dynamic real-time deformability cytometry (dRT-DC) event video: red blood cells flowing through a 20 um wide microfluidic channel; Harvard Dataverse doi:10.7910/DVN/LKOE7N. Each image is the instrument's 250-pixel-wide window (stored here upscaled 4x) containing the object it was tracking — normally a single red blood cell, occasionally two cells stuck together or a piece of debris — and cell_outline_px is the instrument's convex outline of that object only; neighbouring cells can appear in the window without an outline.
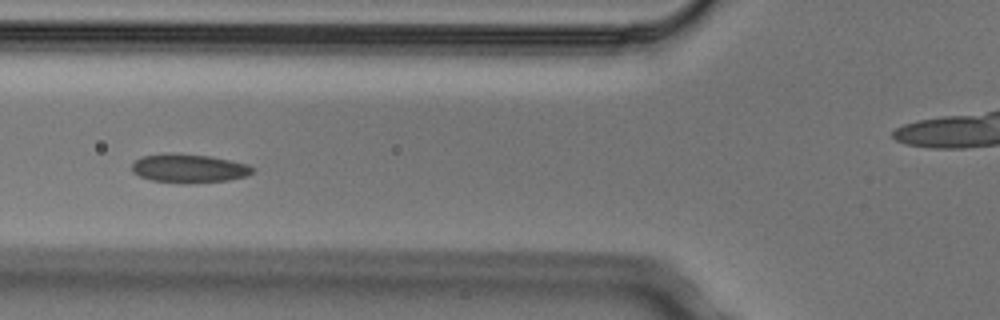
{"species": "Egyptian fruit bat (a non-hibernating species)", "species_latin": "Rousettus aegyptiacus", "temperature_condition": "cold", "stored_images_in_passage": 9, "camera_frame_rate_fps": 3000, "um_per_image_px": 0.085, "animal": {"sex": "male"}, "frame": {"image": 1, "passage_image": 6, "time_ms": 1.667, "image_size_px": [1000, 320], "cell_outline_px": [[256, 168], [248, 176], [228, 180], [180, 184], [152, 180], [140, 176], [132, 172], [132, 164], [140, 156], [164, 152], [172, 152], [208, 156], [248, 164]], "centroid_in_image_um": [16.03, 14.3], "position_along_channel_um": 109.8, "area_um2": 20.46}}
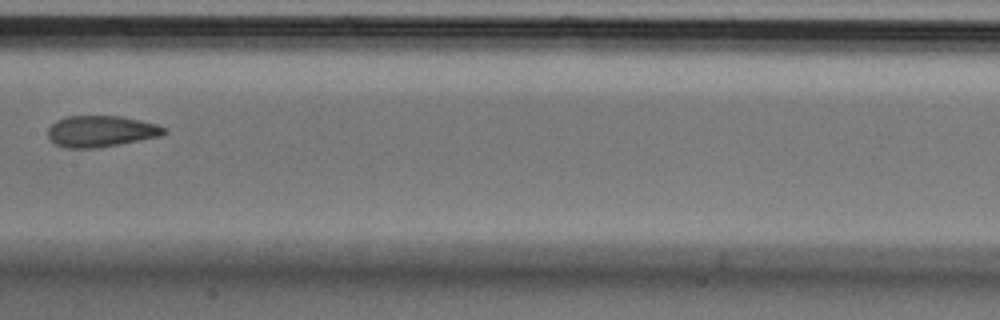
{"frame": {"image": 2, "passage_image": 8, "time_ms": 2.333, "image_size_px": [1000, 320], "cell_outline_px": [[168, 132], [160, 136], [96, 148], [68, 148], [56, 144], [48, 136], [48, 128], [56, 120], [68, 116], [120, 116], [160, 124], [168, 128]], "centroid_in_image_um": [8.62, 11.14], "position_along_channel_um": 198.8, "area_um2": 21.15}}
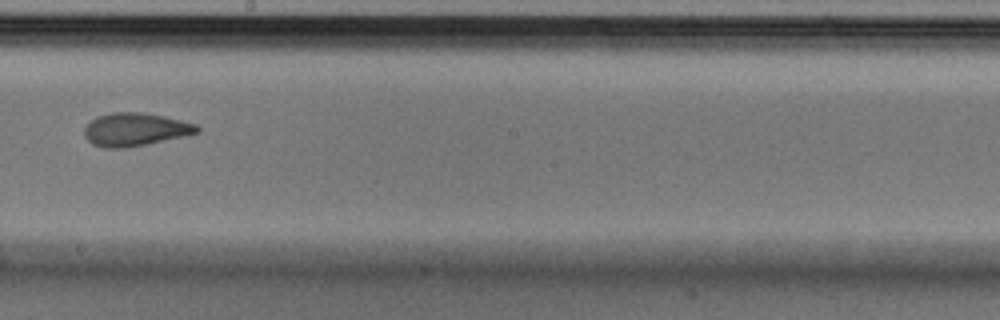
{"frame": {"image": 3, "passage_image": 9, "time_ms": 2.667, "image_size_px": [1000, 320], "cell_outline_px": [[200, 132], [184, 136], [124, 148], [104, 148], [92, 144], [84, 136], [84, 128], [96, 116], [112, 112], [140, 112], [164, 116], [196, 124], [200, 128]], "centroid_in_image_um": [11.47, 11.0], "position_along_channel_um": 236.7, "area_um2": 21.62}}